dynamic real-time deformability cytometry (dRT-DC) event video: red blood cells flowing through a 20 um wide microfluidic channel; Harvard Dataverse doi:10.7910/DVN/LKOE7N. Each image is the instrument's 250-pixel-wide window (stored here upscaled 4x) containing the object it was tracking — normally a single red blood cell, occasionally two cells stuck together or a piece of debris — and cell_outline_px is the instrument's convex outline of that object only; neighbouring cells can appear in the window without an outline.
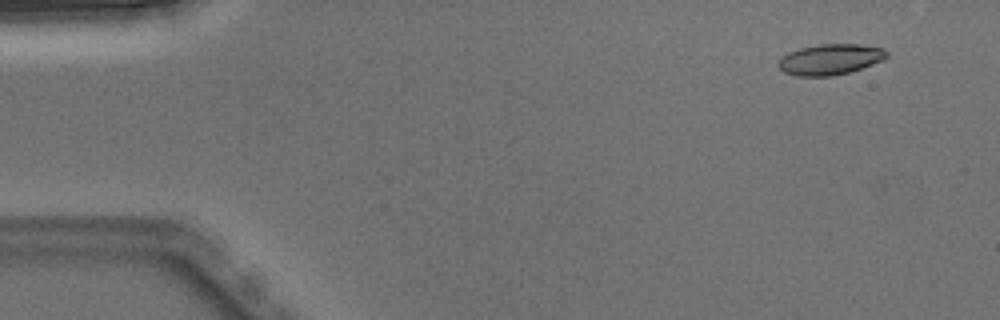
{"species": "Egyptian fruit bat (a non-hibernating species)", "species_latin": "Rousettus aegyptiacus", "temperature_condition": "warm", "stored_images_in_passage": 4, "segment_of_instrument_passage": [1, 2], "camera_frame_rate_fps": 3000, "um_per_image_px": 0.085, "animal": {"sex": "male"}, "frame": {"image": 1, "passage_image": 1, "time_ms": 0.0, "image_size_px": [1000, 320], "cell_outline_px": [[888, 56], [884, 60], [848, 72], [832, 76], [796, 76], [784, 72], [776, 64], [788, 52], [800, 48], [820, 44], [860, 44], [884, 48], [888, 52]], "centroid_in_image_um": [70.58, 5.04], "position_along_channel_um": 14.4, "area_um2": 19.36}}
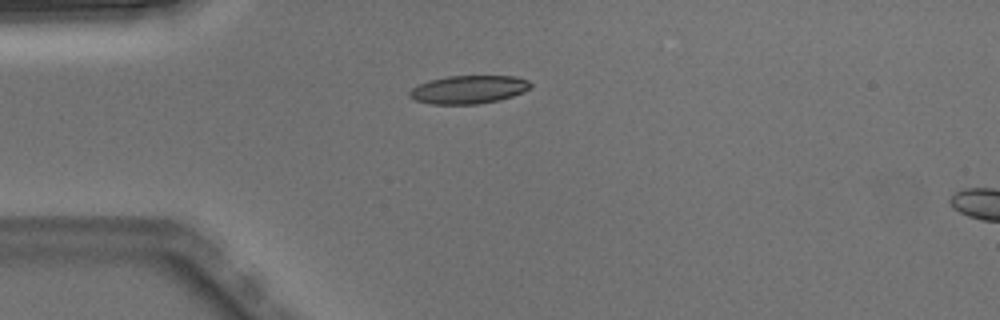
{"frame": {"image": 2, "passage_image": 3, "time_ms": 0.667, "image_size_px": [1000, 320], "cell_outline_px": [[532, 84], [524, 92], [500, 100], [480, 104], [432, 104], [416, 100], [408, 96], [408, 92], [412, 88], [420, 84], [432, 80], [448, 76], [516, 76], [528, 80]], "centroid_in_image_um": [39.85, 7.61], "position_along_channel_um": 45.2, "area_um2": 19.83}}